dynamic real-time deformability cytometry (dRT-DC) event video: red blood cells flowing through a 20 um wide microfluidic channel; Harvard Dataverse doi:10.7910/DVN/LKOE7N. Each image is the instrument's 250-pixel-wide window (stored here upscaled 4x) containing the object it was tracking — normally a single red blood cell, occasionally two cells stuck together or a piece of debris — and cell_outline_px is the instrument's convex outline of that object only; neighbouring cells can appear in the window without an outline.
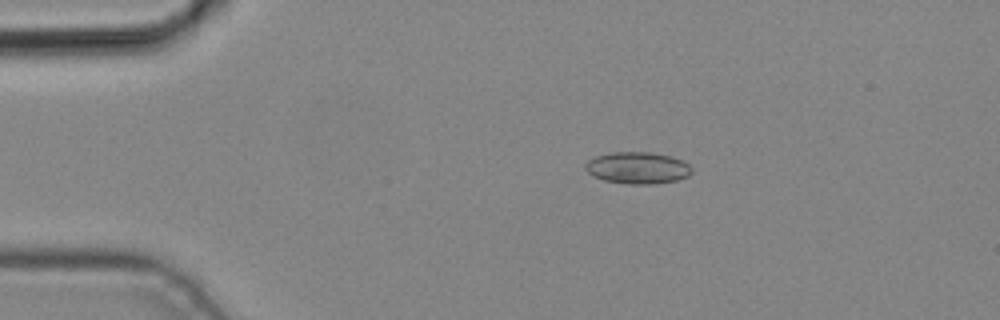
{"species": "common noctule bat (a hibernating species)", "species_latin": "Nyctalus noctula", "temperature_condition": "cold", "stored_images_in_passage": 4, "camera_frame_rate_fps": 3000, "um_per_image_px": 0.085, "animal": {"sex": "male", "body_mass_g": 19.2, "forearm_length_mm": 51.8}, "frame": {"image": 1, "passage_image": 3, "time_ms": 0.667, "image_size_px": [1000, 320], "cell_outline_px": [[692, 172], [688, 176], [676, 180], [652, 184], [628, 184], [604, 180], [592, 176], [584, 168], [584, 164], [588, 160], [596, 156], [612, 152], [648, 152], [672, 156], [684, 160], [692, 168]], "centroid_in_image_um": [54.19, 14.26], "position_along_channel_um": 30.8, "area_um2": 19.83}}